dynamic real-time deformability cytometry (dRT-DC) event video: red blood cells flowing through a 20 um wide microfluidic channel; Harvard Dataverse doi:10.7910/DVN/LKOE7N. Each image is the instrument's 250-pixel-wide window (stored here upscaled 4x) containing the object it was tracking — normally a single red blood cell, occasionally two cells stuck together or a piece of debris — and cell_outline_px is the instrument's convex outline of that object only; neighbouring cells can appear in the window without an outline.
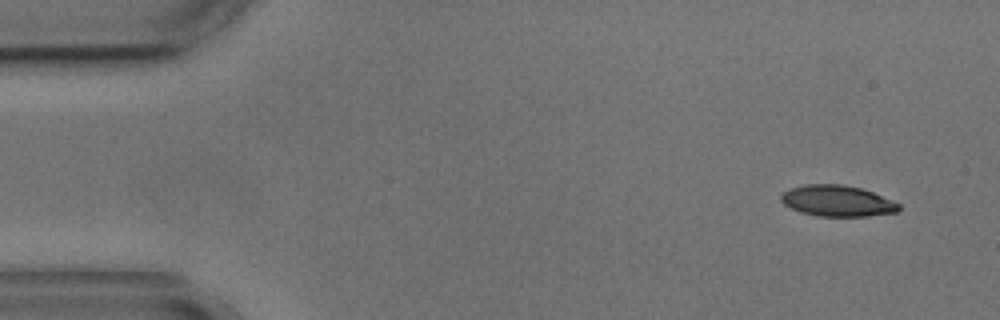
{"species": "common noctule bat (a hibernating species)", "species_latin": "Nyctalus noctula", "temperature_condition": "cold", "stored_images_in_passage": 4, "camera_frame_rate_fps": 3000, "um_per_image_px": 0.085, "animal": {"sex": "male", "body_mass_g": 17.9, "forearm_length_mm": 54.2}, "frame": {"image": 1, "passage_image": 1, "time_ms": 0.0, "image_size_px": [1000, 320], "cell_outline_px": [[900, 208], [896, 212], [868, 216], [816, 216], [800, 212], [784, 204], [780, 200], [780, 196], [788, 188], [804, 184], [844, 184], [860, 188], [872, 192], [900, 204]], "centroid_in_image_um": [71.13, 17.07], "position_along_channel_um": 13.9, "area_um2": 21.33}}
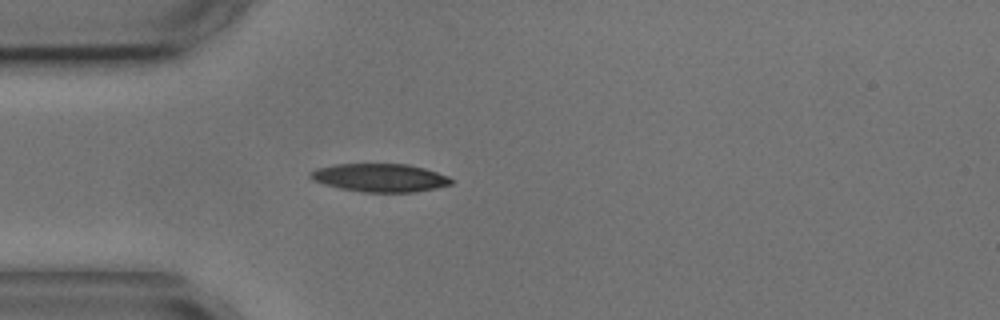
{"frame": {"image": 2, "passage_image": 4, "time_ms": 3.667, "image_size_px": [1000, 320], "cell_outline_px": [[452, 184], [436, 188], [416, 192], [364, 192], [340, 188], [324, 184], [312, 180], [308, 176], [308, 172], [316, 168], [336, 164], [408, 164], [424, 168], [448, 176], [452, 180]], "centroid_in_image_um": [32.27, 15.1], "position_along_channel_um": 52.7, "area_um2": 23.18}}